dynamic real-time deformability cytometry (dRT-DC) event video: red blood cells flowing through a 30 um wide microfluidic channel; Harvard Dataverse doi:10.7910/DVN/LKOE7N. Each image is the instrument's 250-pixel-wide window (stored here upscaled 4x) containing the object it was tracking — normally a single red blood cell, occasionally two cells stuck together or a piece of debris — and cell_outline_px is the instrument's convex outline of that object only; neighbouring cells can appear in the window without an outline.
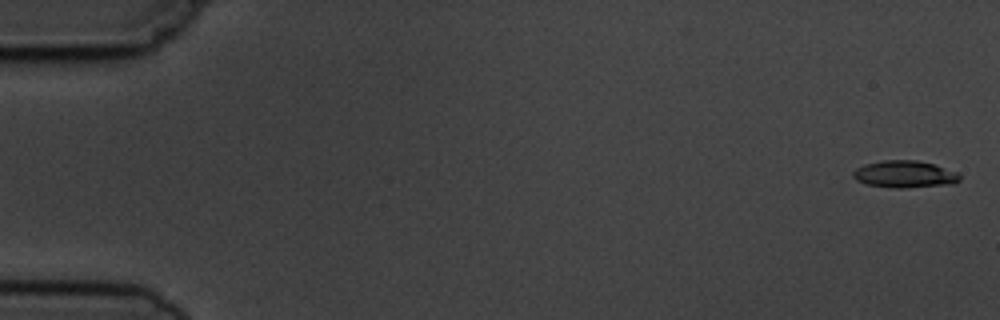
{"species": "common noctule bat (a hibernating species)", "species_latin": "Nyctalus noctula", "temperature_condition": "cold", "stored_images_in_passage": 6, "camera_frame_rate_fps": 3000, "um_per_image_px": 0.085, "animal": {"sex": "male", "body_mass_g": 19.5, "forearm_length_mm": 54.6}, "frame": {"image": 1, "passage_image": 1, "time_ms": 0.0, "image_size_px": [1000, 320], "cell_outline_px": [[960, 180], [952, 184], [908, 188], [892, 188], [864, 184], [856, 180], [852, 176], [852, 172], [856, 168], [864, 164], [884, 160], [916, 160], [932, 164], [956, 172], [960, 176]], "centroid_in_image_um": [76.84, 14.82], "position_along_channel_um": 8.2, "area_um2": 16.88}}
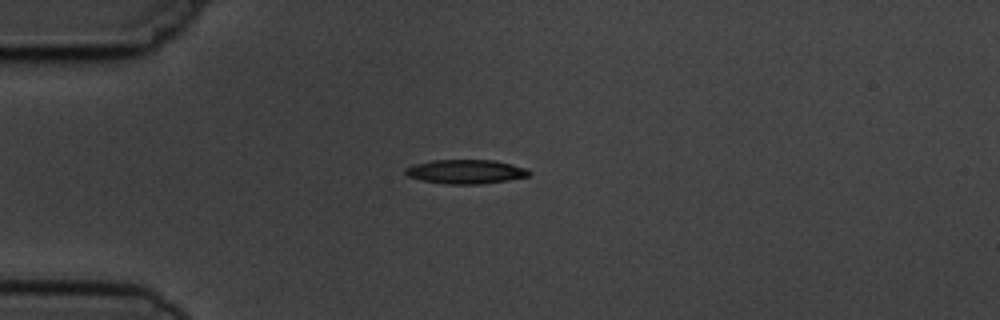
{"frame": {"image": 2, "passage_image": 5, "time_ms": 4.333, "image_size_px": [1000, 320], "cell_outline_px": [[532, 172], [528, 176], [508, 180], [480, 184], [448, 184], [424, 180], [408, 176], [404, 172], [404, 168], [412, 164], [432, 160], [492, 160], [512, 164], [528, 168]], "centroid_in_image_um": [39.6, 14.58], "position_along_channel_um": 45.4, "area_um2": 17.4}}